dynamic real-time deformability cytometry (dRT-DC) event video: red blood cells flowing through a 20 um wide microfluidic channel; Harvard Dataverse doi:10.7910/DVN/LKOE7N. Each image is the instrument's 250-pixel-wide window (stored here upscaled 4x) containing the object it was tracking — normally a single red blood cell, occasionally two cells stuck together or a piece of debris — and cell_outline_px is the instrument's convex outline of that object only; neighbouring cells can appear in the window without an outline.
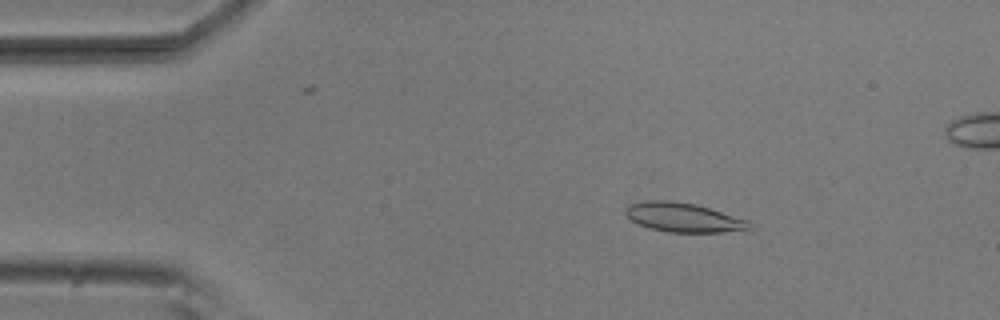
{"species": "common noctule bat (a hibernating species)", "species_latin": "Nyctalus noctula", "temperature_condition": "room temperature", "stored_images_in_passage": 54, "camera_frame_rate_fps": 3000, "um_per_image_px": 0.085, "animal": {"sex": "male", "body_mass_g": 20.5, "forearm_length_mm": 52.5}, "frame": {"image": 1, "passage_image": 9, "time_ms": 2.667, "image_size_px": [1000, 320], "cell_outline_px": [[756, 228], [720, 232], [668, 232], [648, 228], [636, 224], [624, 212], [624, 208], [632, 204], [644, 200], [668, 200], [696, 204], [748, 220]], "centroid_in_image_um": [58.08, 18.48], "position_along_channel_um": 26.9, "area_um2": 21.15}}
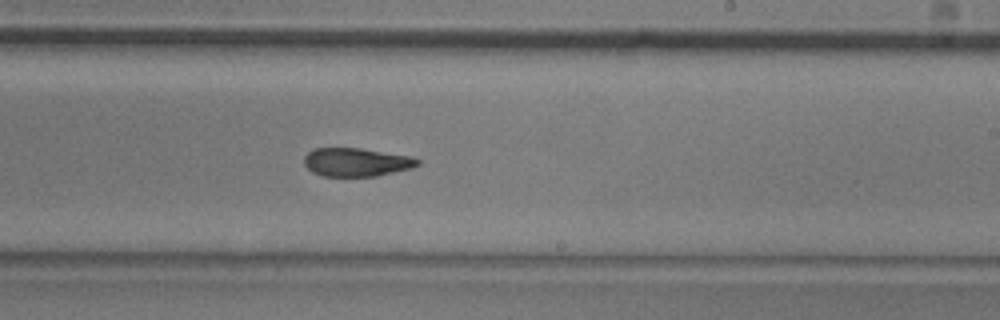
{"frame": {"image": 2, "passage_image": 32, "time_ms": 10.333, "image_size_px": [1000, 320], "cell_outline_px": [[420, 164], [412, 168], [376, 176], [324, 176], [312, 172], [304, 164], [304, 156], [312, 148], [360, 148], [412, 156], [420, 160]], "centroid_in_image_um": [30.3, 13.78], "position_along_channel_um": 258.7, "area_um2": 18.9}}
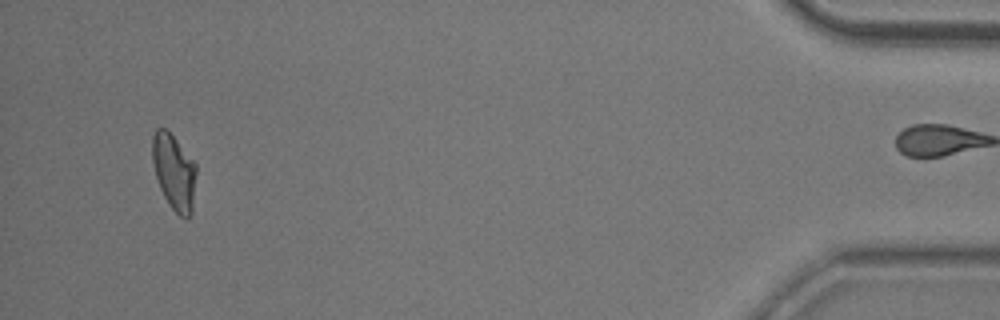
{"frame": {"image": 3, "passage_image": 51, "time_ms": 16.667, "image_size_px": [1000, 320], "cell_outline_px": [[196, 172], [192, 212], [188, 220], [180, 216], [168, 204], [160, 188], [156, 176], [152, 160], [152, 136], [156, 128], [164, 128], [176, 140], [196, 164]], "centroid_in_image_um": [14.79, 14.64], "position_along_channel_um": 420.4, "area_um2": 19.25}, "authors_computed_cell_mechanics": {"area_um2": 20.0277, "velocity_mm_per_s": 3.7848, "shape_relaxation_time_tau1_ms": 6.6485, "shape_relaxation_time_tau2_ms": 2.5284, "deformation_change_tau1": 0.1869, "deformation_change_tau2": 0.1005}}